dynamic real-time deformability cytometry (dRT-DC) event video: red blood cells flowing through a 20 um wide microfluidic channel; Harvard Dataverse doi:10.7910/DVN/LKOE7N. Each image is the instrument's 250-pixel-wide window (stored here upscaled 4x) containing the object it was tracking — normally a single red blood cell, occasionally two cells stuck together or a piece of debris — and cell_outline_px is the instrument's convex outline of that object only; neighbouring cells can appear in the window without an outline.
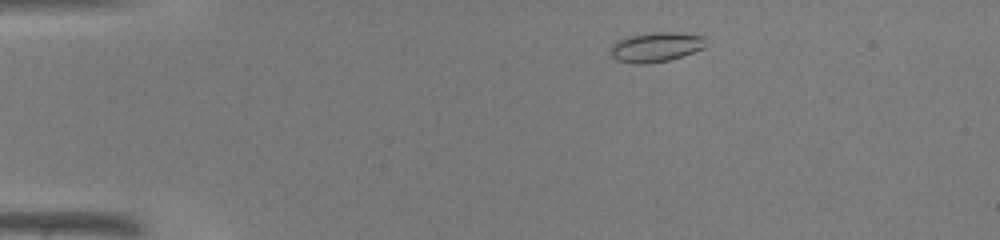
{"species": "common noctule bat (a hibernating species)", "species_latin": "Nyctalus noctula", "temperature_condition": "warm", "stored_images_in_passage": 39, "camera_frame_rate_fps": 3000, "um_per_image_px": 0.085, "animal": {"sex": "male", "body_mass_g": 19.0, "forearm_length_mm": 50.8}, "frame": {"image": 1, "passage_image": 2, "time_ms": 0.333, "image_size_px": [1000, 240], "cell_outline_px": [[704, 48], [668, 60], [648, 64], [632, 64], [616, 60], [608, 52], [612, 44], [616, 40], [628, 36], [652, 32], [676, 32], [704, 36]], "centroid_in_image_um": [55.67, 4.0], "position_along_channel_um": 29.3, "area_um2": 16.59}}
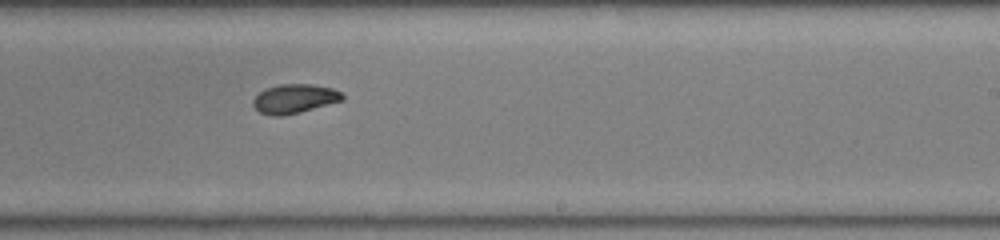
{"frame": {"image": 2, "passage_image": 22, "time_ms": 7.0, "image_size_px": [1000, 240], "cell_outline_px": [[344, 100], [300, 112], [280, 116], [272, 116], [260, 112], [252, 104], [252, 100], [264, 88], [280, 84], [312, 84], [332, 88], [340, 92], [344, 96]], "centroid_in_image_um": [25.02, 8.38], "position_along_channel_um": 264.0, "area_um2": 15.14}}
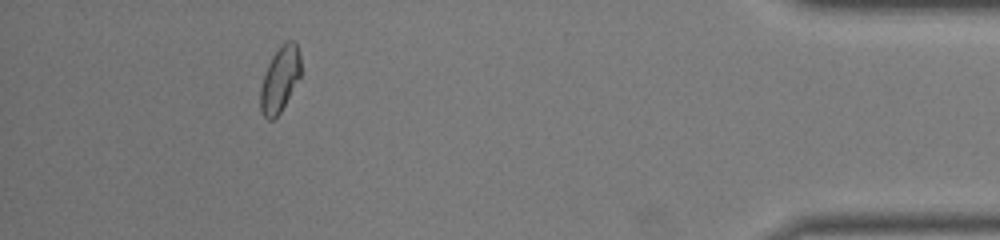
{"frame": {"image": 3, "passage_image": 35, "time_ms": 11.333, "image_size_px": [1000, 240], "cell_outline_px": [[300, 76], [280, 112], [272, 120], [268, 120], [260, 112], [260, 88], [268, 64], [272, 56], [284, 40], [292, 40], [296, 44], [300, 56]], "centroid_in_image_um": [23.77, 6.73], "position_along_channel_um": 411.4, "area_um2": 15.2}}